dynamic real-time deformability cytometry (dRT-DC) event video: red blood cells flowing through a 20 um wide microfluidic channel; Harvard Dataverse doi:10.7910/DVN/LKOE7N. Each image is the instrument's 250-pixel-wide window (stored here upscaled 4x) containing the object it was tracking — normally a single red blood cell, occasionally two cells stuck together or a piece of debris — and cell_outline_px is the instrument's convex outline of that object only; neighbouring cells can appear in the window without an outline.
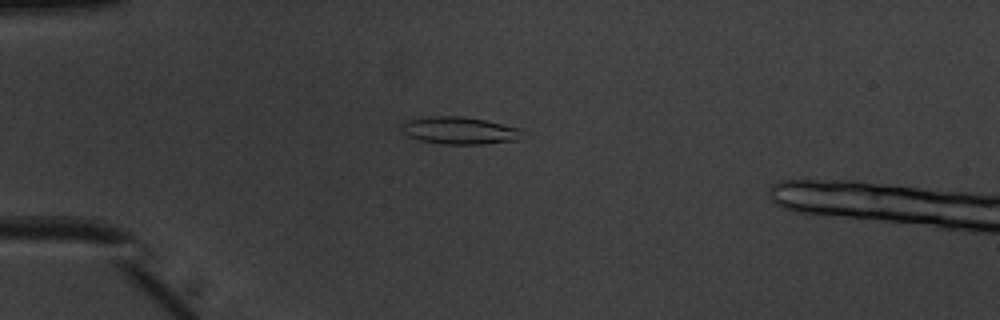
{"species": "common noctule bat (a hibernating species)", "species_latin": "Nyctalus noctula", "temperature_condition": "warm", "stored_images_in_passage": 38, "camera_frame_rate_fps": 3000, "um_per_image_px": 0.085, "animal": {"sex": "male", "body_mass_g": 20.1, "forearm_length_mm": 53.5}, "frame": {"image": 1, "passage_image": 2, "time_ms": 0.333, "image_size_px": [1000, 320], "cell_outline_px": [[524, 140], [484, 144], [440, 144], [420, 140], [408, 136], [400, 132], [400, 124], [408, 120], [428, 116], [464, 116], [488, 120], [520, 128], [524, 132]], "centroid_in_image_um": [39.11, 11.1], "position_along_channel_um": 45.9, "area_um2": 19.88}}
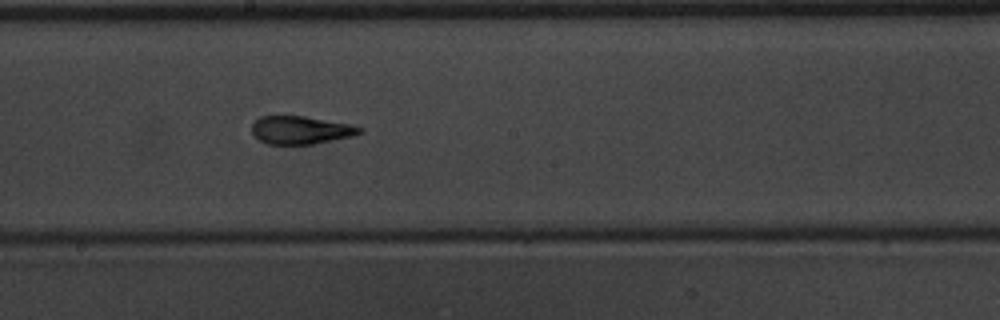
{"frame": {"image": 2, "passage_image": 17, "time_ms": 5.333, "image_size_px": [1000, 320], "cell_outline_px": [[364, 132], [352, 136], [312, 144], [268, 144], [260, 140], [252, 132], [252, 124], [260, 116], [304, 116], [352, 124], [364, 128]], "centroid_in_image_um": [25.6, 11.05], "position_along_channel_um": 222.6, "area_um2": 17.57}}
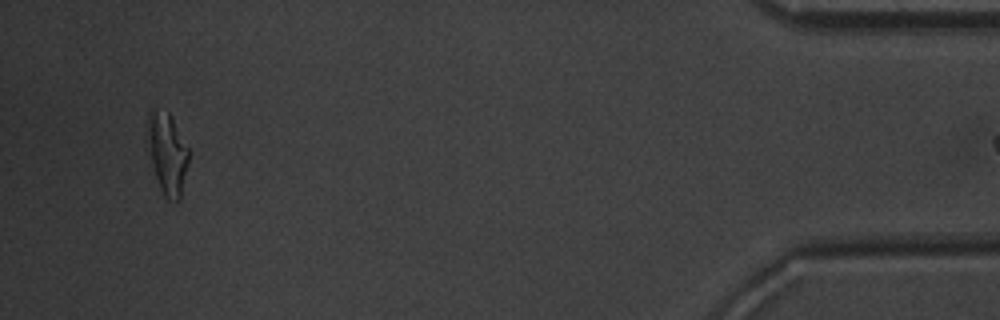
{"frame": {"image": 3, "passage_image": 37, "time_ms": 12.0, "image_size_px": [1000, 320], "cell_outline_px": [[188, 164], [180, 200], [176, 204], [168, 200], [164, 196], [160, 188], [144, 148], [144, 140], [148, 112], [152, 108], [156, 108], [168, 112], [188, 148]], "centroid_in_image_um": [14.13, 13.05], "position_along_channel_um": 421.1, "area_um2": 20.46}}